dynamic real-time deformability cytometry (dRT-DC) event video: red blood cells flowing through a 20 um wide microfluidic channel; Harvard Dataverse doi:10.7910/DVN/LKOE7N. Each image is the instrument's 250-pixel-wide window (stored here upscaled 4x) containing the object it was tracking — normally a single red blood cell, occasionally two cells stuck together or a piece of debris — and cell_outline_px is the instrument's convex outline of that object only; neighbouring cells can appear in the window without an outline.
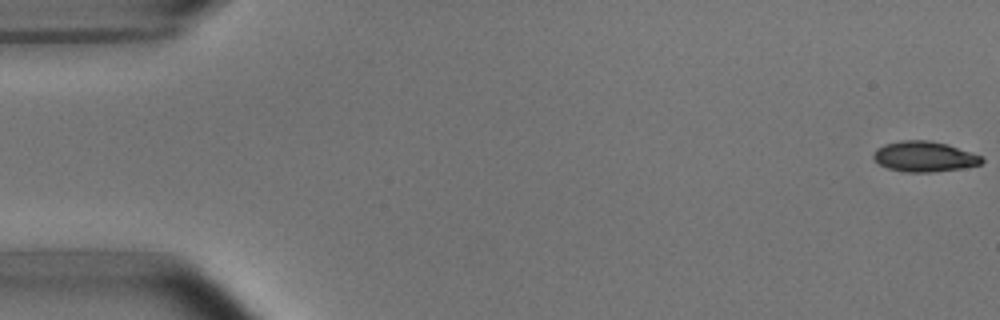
{"species": "common noctule bat (a hibernating species)", "species_latin": "Nyctalus noctula", "temperature_condition": "room temperature", "stored_images_in_passage": 6, "camera_frame_rate_fps": 3000, "um_per_image_px": 0.085, "animal": {"sex": "male", "body_mass_g": 15.6}, "frame": {"image": 1, "passage_image": 1, "time_ms": 0.0, "image_size_px": [1000, 320], "cell_outline_px": [[984, 160], [980, 164], [960, 168], [932, 172], [908, 172], [888, 168], [880, 164], [872, 156], [872, 152], [876, 148], [884, 144], [900, 140], [928, 140], [948, 144], [980, 156]], "centroid_in_image_um": [78.51, 13.29], "position_along_channel_um": 6.5, "area_um2": 19.02}}
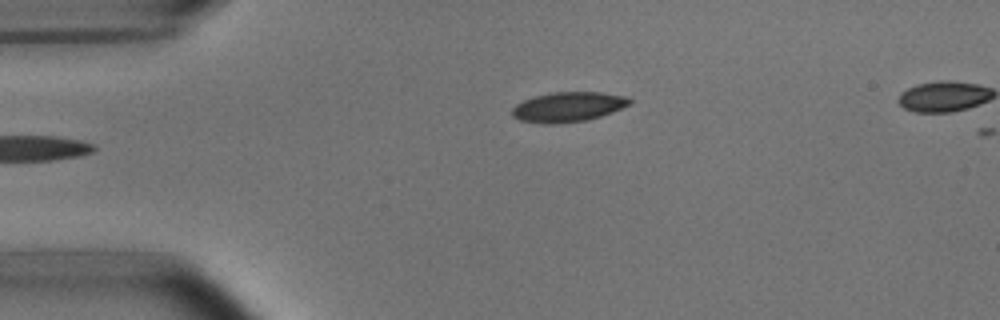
{"frame": {"image": 2, "passage_image": 6, "time_ms": 1.667, "image_size_px": [1000, 320], "cell_outline_px": [[632, 104], [612, 112], [588, 120], [556, 124], [544, 124], [520, 120], [512, 116], [512, 108], [516, 104], [524, 100], [536, 96], [552, 92], [600, 92], [628, 96], [632, 100]], "centroid_in_image_um": [48.32, 9.09], "position_along_channel_um": 36.7, "area_um2": 20.58}}